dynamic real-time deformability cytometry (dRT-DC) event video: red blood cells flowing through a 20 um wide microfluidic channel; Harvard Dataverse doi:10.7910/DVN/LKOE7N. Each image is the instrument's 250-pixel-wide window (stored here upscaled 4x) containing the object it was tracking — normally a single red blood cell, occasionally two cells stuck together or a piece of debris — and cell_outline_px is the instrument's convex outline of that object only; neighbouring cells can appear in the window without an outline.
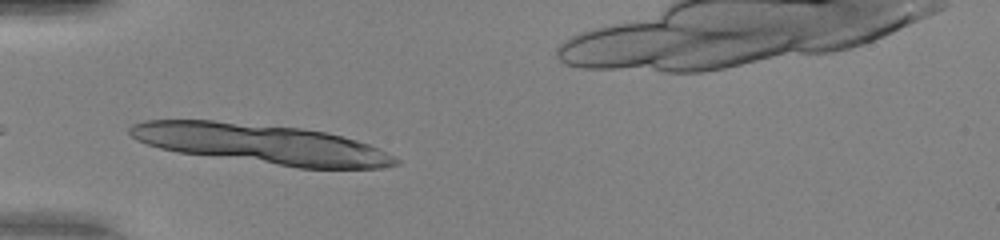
{"species": "human", "species_latin": "Homo sapiens", "temperature_condition": "warm", "stored_images_in_passage": 4, "camera_frame_rate_fps": 3000, "um_per_image_px": 0.085, "donor": {"sex": "female"}, "frame": {"image": 1, "passage_image": 1, "time_ms": 0.0, "image_size_px": [1000, 240], "cell_outline_px": [[400, 164], [380, 168], [300, 168], [180, 152], [160, 148], [136, 140], [128, 132], [128, 128], [132, 124], [144, 120], [212, 120], [300, 128], [324, 132], [356, 140], [368, 144], [400, 160]], "centroid_in_image_um": [22.18, 12.23], "position_along_channel_um": 62.8, "area_um2": 60.86}}